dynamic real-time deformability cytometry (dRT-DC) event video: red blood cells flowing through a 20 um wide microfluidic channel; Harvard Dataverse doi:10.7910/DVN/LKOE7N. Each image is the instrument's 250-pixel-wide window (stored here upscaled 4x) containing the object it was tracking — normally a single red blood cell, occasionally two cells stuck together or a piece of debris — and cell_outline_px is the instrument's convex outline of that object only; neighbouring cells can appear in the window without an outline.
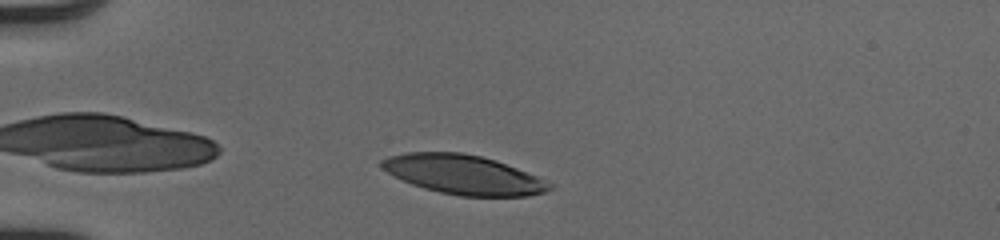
{"species": "human", "species_latin": "Homo sapiens", "temperature_condition": "cold", "stored_images_in_passage": 34, "camera_frame_rate_fps": 3000, "um_per_image_px": 0.085, "donor": {"sex": "male"}, "frame": {"image": 1, "passage_image": 4, "time_ms": 1.0, "image_size_px": [1000, 240], "cell_outline_px": [[556, 184], [552, 188], [544, 192], [528, 196], [460, 196], [440, 192], [424, 188], [412, 184], [380, 168], [380, 160], [388, 156], [404, 152], [460, 152], [480, 156], [496, 160]], "centroid_in_image_um": [39.39, 14.84], "position_along_channel_um": 45.6, "area_um2": 38.38}}
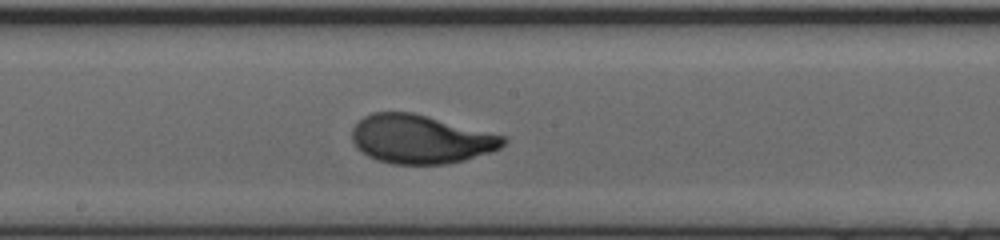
{"frame": {"image": 2, "passage_image": 19, "time_ms": 6.0, "image_size_px": [1000, 240], "cell_outline_px": [[508, 140], [500, 148], [492, 152], [464, 160], [448, 164], [392, 164], [376, 160], [368, 156], [352, 140], [352, 128], [364, 116], [372, 112], [412, 112], [508, 136]], "centroid_in_image_um": [35.81, 11.83], "position_along_channel_um": 212.4, "area_um2": 43.06}}
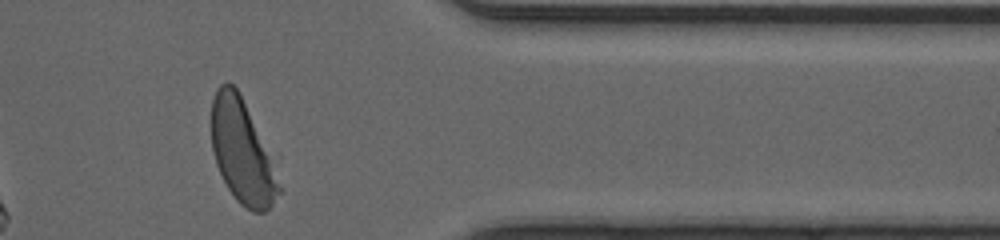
{"frame": {"image": 3, "passage_image": 33, "time_ms": 10.667, "image_size_px": [1000, 240], "cell_outline_px": [[284, 192], [264, 212], [252, 212], [240, 204], [236, 200], [228, 188], [216, 164], [212, 152], [212, 100], [216, 88], [220, 84], [228, 80], [236, 88], [244, 104]], "centroid_in_image_um": [20.54, 12.96], "position_along_channel_um": 390.9, "area_um2": 39.36}, "authors_computed_cell_mechanics": {"area_um2": 42.3385, "velocity_mm_per_s": 4.0743, "shape_relaxation_time_tau1_ms": 2.1606, "shape_relaxation_time_tau2_ms": null, "deformation_change_tau1": 0.1619, "deformation_change_tau2": null}}